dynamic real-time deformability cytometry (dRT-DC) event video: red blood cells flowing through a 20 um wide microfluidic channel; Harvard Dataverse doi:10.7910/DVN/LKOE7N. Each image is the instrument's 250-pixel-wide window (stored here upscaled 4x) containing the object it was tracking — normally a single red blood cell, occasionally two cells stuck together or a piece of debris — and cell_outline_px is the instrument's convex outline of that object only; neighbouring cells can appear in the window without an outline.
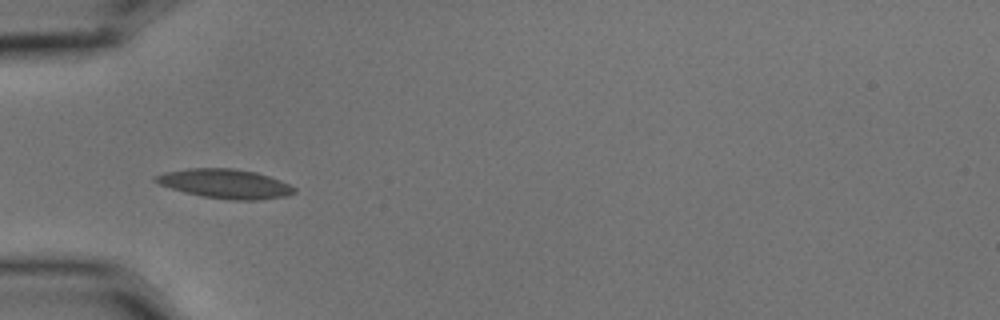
{"species": "common noctule bat (a hibernating species)", "species_latin": "Nyctalus noctula", "temperature_condition": "cold", "stored_images_in_passage": 5, "camera_frame_rate_fps": 3000, "um_per_image_px": 0.085, "animal": {"sex": "male", "body_mass_g": 15.6}, "frame": {"image": 1, "passage_image": 4, "time_ms": 1.0, "image_size_px": [1000, 320], "cell_outline_px": [[296, 192], [288, 196], [256, 200], [232, 200], [200, 196], [184, 192], [160, 184], [152, 180], [152, 176], [164, 172], [188, 168], [232, 168], [256, 172], [280, 180], [296, 188]], "centroid_in_image_um": [19.12, 15.61], "position_along_channel_um": 65.9, "area_um2": 23.76}}
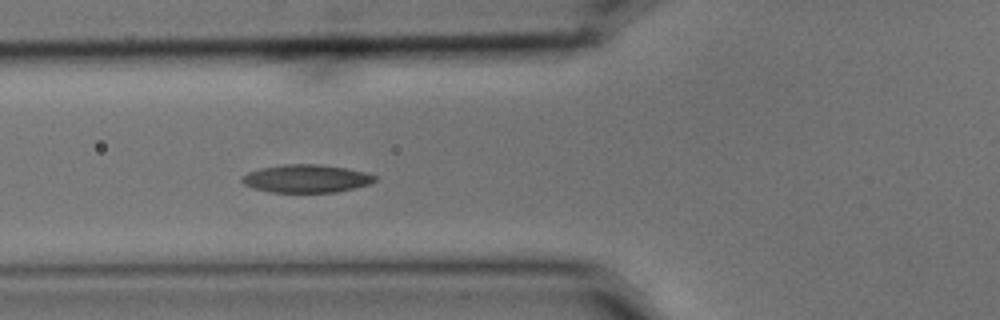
{"frame": {"image": 2, "passage_image": 5, "time_ms": 1.333, "image_size_px": [1000, 320], "cell_outline_px": [[376, 180], [372, 184], [336, 192], [272, 192], [252, 188], [244, 184], [240, 180], [248, 172], [260, 168], [284, 164], [320, 164], [368, 172], [376, 176]], "centroid_in_image_um": [26.06, 15.18], "position_along_channel_um": 99.7, "area_um2": 21.73}}